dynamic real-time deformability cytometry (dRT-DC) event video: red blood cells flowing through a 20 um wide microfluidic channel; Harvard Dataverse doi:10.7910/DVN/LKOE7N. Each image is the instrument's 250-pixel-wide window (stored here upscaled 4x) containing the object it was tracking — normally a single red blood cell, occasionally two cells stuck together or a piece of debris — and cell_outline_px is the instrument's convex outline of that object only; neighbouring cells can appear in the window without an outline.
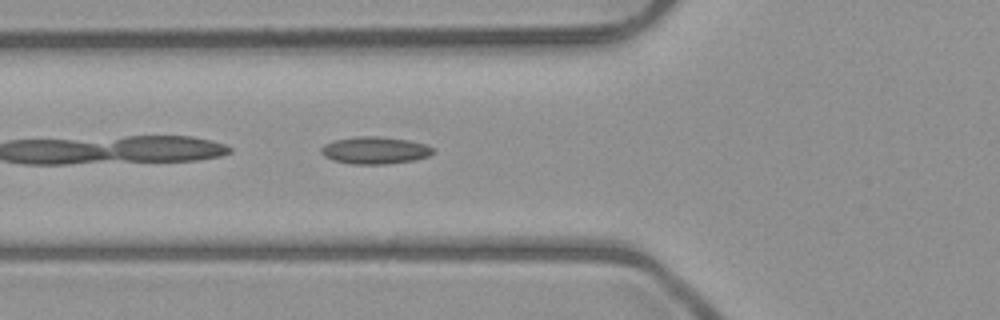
{"species": "common noctule bat (a hibernating species)", "species_latin": "Nyctalus noctula", "temperature_condition": "room temperature", "stored_images_in_passage": 2, "camera_frame_rate_fps": 3000, "um_per_image_px": 0.085, "animal": {"sex": "male", "body_mass_g": 23.1, "forearm_length_mm": 52.7}, "frame": {"image": 1, "passage_image": 2, "time_ms": 1.333, "image_size_px": [1000, 320], "cell_outline_px": [[436, 152], [428, 156], [412, 160], [388, 164], [352, 164], [332, 160], [324, 156], [320, 152], [320, 148], [324, 144], [336, 140], [356, 136], [380, 136], [408, 140], [424, 144], [436, 148]], "centroid_in_image_um": [31.87, 12.77], "position_along_channel_um": 93.9, "area_um2": 17.86}}